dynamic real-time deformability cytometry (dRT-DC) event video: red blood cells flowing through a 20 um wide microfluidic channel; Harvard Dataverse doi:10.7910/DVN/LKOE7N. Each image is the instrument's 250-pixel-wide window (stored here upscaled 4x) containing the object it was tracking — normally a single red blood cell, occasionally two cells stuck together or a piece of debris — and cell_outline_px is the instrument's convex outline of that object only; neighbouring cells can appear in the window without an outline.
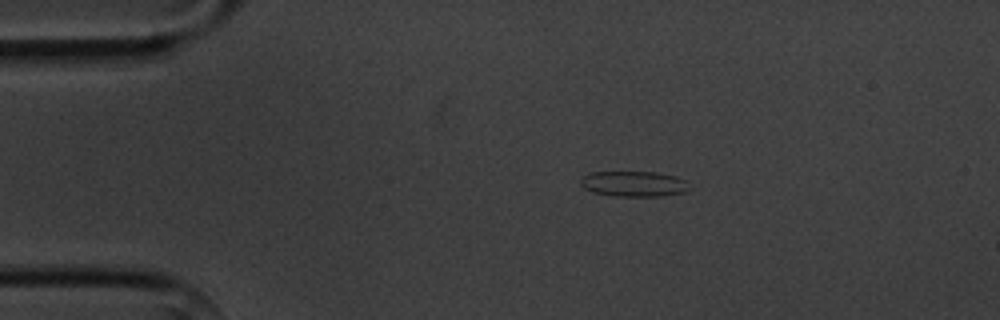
{"species": "common noctule bat (a hibernating species)", "species_latin": "Nyctalus noctula", "temperature_condition": "cold", "stored_images_in_passage": 4, "camera_frame_rate_fps": 3000, "um_per_image_px": 0.085, "animal": {"sex": "male", "body_mass_g": 20.1, "forearm_length_mm": 53.5}, "frame": {"image": 1, "passage_image": 2, "time_ms": 1.333, "image_size_px": [1000, 320], "cell_outline_px": [[688, 188], [684, 192], [660, 196], [616, 196], [592, 192], [584, 188], [580, 184], [580, 180], [588, 172], [656, 172], [676, 176], [688, 180]], "centroid_in_image_um": [53.87, 15.62], "position_along_channel_um": 31.1, "area_um2": 16.18}}